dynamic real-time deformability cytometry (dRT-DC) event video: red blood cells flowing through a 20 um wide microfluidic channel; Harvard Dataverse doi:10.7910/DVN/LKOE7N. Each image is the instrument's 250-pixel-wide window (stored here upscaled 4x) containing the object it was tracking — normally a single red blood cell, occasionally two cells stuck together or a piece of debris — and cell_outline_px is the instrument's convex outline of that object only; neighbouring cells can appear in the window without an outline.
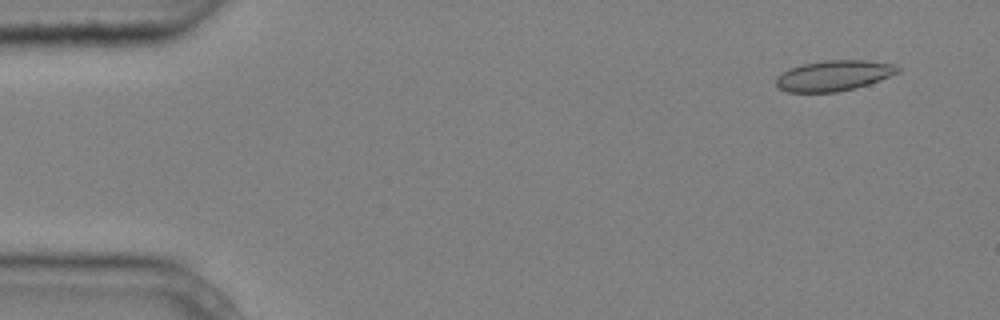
{"species": "common noctule bat (a hibernating species)", "species_latin": "Nyctalus noctula", "temperature_condition": "cold", "stored_images_in_passage": 4, "camera_frame_rate_fps": 3000, "um_per_image_px": 0.085, "animal": {"sex": "male", "body_mass_g": 20.4}, "frame": {"image": 1, "passage_image": 1, "time_ms": 0.0, "image_size_px": [1000, 320], "cell_outline_px": [[900, 72], [880, 80], [868, 84], [836, 92], [788, 92], [780, 88], [776, 84], [776, 76], [788, 68], [804, 64], [828, 60], [868, 60], [892, 64], [900, 68]], "centroid_in_image_um": [70.86, 6.42], "position_along_channel_um": 14.1, "area_um2": 21.5}}
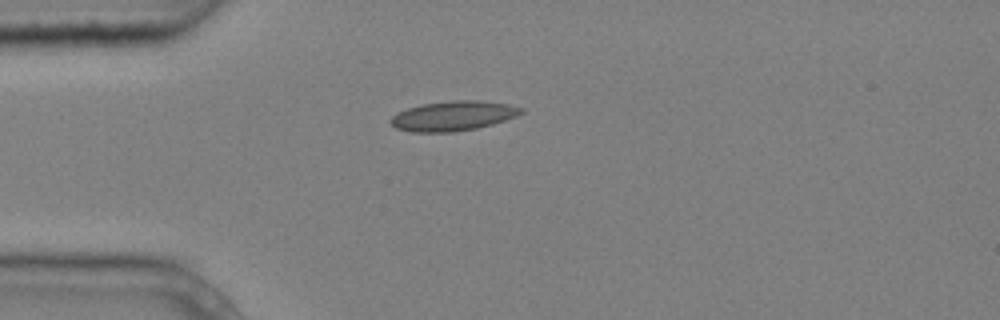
{"frame": {"image": 2, "passage_image": 4, "time_ms": 1.0, "image_size_px": [1000, 320], "cell_outline_px": [[524, 112], [516, 116], [492, 124], [476, 128], [452, 132], [412, 132], [396, 128], [388, 120], [396, 112], [408, 108], [424, 104], [452, 100], [480, 100], [508, 104], [524, 108]], "centroid_in_image_um": [38.51, 9.85], "position_along_channel_um": 46.5, "area_um2": 22.6}}